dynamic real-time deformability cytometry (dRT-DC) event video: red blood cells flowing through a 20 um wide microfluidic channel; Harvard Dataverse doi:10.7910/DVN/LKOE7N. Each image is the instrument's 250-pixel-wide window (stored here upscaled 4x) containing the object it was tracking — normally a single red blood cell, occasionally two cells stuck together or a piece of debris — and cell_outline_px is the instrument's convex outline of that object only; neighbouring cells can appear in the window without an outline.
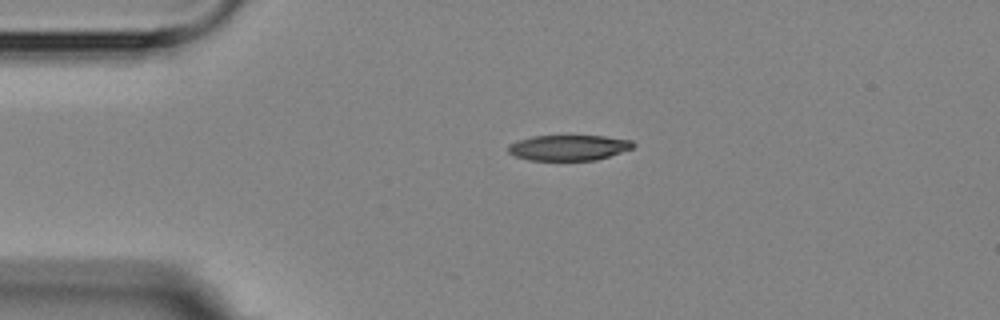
{"species": "Egyptian fruit bat (a non-hibernating species)", "species_latin": "Rousettus aegyptiacus", "temperature_condition": "room temperature", "stored_images_in_passage": 5, "camera_frame_rate_fps": 3000, "um_per_image_px": 0.085, "animal": {"sex": "female"}, "frame": {"image": 1, "passage_image": 5, "time_ms": 4.667, "image_size_px": [1000, 320], "cell_outline_px": [[636, 144], [632, 148], [596, 160], [528, 160], [516, 156], [508, 152], [508, 144], [516, 140], [532, 136], [604, 136], [632, 140]], "centroid_in_image_um": [48.31, 12.54], "position_along_channel_um": 36.7, "area_um2": 18.55}}